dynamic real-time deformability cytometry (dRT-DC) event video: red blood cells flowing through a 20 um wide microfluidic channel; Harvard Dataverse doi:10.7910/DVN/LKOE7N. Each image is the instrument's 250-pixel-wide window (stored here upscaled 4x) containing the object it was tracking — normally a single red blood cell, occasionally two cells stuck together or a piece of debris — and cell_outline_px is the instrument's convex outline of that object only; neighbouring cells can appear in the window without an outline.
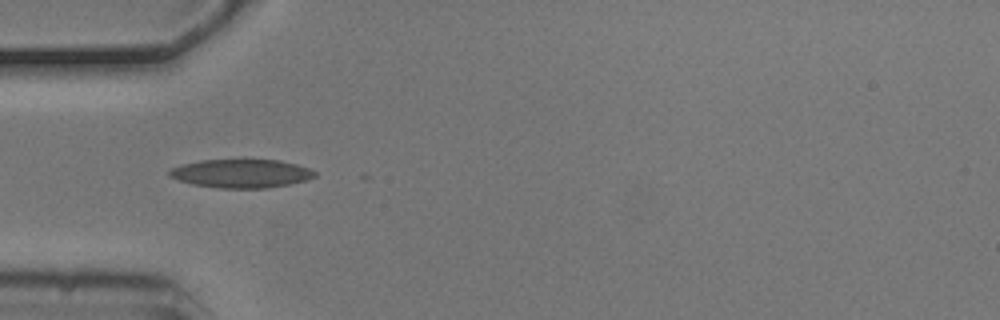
{"species": "common noctule bat (a hibernating species)", "species_latin": "Nyctalus noctula", "temperature_condition": "cold", "stored_images_in_passage": 6, "camera_frame_rate_fps": 3000, "um_per_image_px": 0.085, "animal": {"sex": "male", "body_mass_g": 20.5, "forearm_length_mm": 52.5}, "frame": {"image": 1, "passage_image": 5, "time_ms": 1.333, "image_size_px": [1000, 320], "cell_outline_px": [[316, 176], [304, 180], [288, 184], [268, 188], [216, 188], [192, 184], [168, 176], [168, 172], [172, 168], [180, 164], [200, 160], [280, 160], [296, 164], [308, 168], [316, 172]], "centroid_in_image_um": [20.47, 14.74], "position_along_channel_um": 64.5, "area_um2": 24.1}}